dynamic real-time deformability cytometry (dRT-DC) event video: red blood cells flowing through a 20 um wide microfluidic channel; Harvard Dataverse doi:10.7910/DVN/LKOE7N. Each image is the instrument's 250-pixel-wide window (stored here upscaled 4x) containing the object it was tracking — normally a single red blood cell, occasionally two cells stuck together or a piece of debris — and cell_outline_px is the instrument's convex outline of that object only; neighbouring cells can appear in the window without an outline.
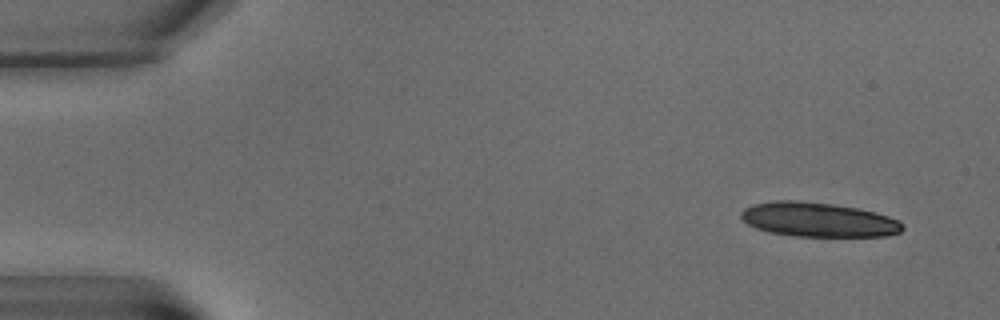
{"species": "common noctule bat (a hibernating species)", "species_latin": "Nyctalus noctula", "temperature_condition": "warm", "stored_images_in_passage": 8, "camera_frame_rate_fps": 3000, "um_per_image_px": 0.085, "animal": {"sex": "male", "body_mass_g": 15.6}, "frame": {"image": 1, "passage_image": 2, "time_ms": 1.0, "image_size_px": [1000, 320], "cell_outline_px": [[904, 228], [900, 232], [884, 236], [792, 236], [768, 232], [756, 228], [748, 224], [740, 216], [740, 212], [744, 208], [752, 204], [776, 200], [796, 200], [832, 204], [856, 208], [876, 212], [900, 220], [904, 224]], "centroid_in_image_um": [69.54, 18.67], "position_along_channel_um": 15.5, "area_um2": 32.48}}